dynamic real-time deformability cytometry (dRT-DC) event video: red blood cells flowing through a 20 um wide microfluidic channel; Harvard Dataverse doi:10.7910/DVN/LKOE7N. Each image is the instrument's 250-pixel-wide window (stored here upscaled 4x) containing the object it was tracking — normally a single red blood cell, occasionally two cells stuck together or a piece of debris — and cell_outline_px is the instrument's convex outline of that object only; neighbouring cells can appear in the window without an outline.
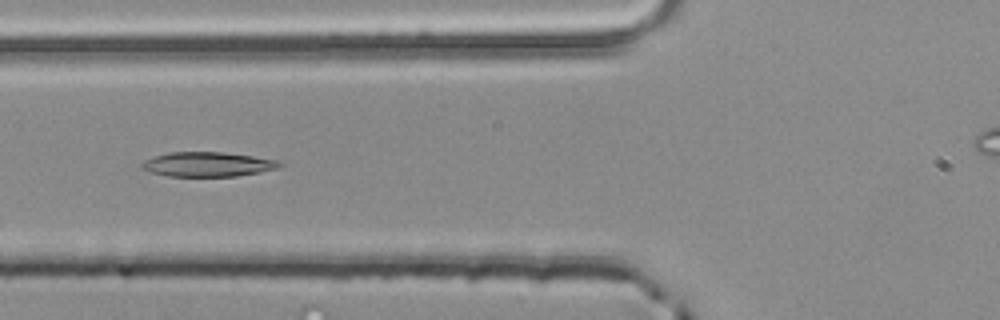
{"species": "common noctule bat (a hibernating species)", "species_latin": "Nyctalus noctula", "temperature_condition": "room temperature", "stored_images_in_passage": 4, "camera_frame_rate_fps": 3000, "um_per_image_px": 0.085, "animal": {"sex": "male", "body_mass_g": 20.4}, "frame": {"image": 1, "passage_image": 4, "time_ms": 1.0, "image_size_px": [1000, 320], "cell_outline_px": [[284, 164], [280, 168], [260, 172], [236, 176], [168, 176], [148, 172], [140, 168], [140, 164], [144, 160], [168, 152], [224, 152], [252, 156], [276, 160]], "centroid_in_image_um": [17.63, 13.97], "position_along_channel_um": 108.2, "area_um2": 19.83}}